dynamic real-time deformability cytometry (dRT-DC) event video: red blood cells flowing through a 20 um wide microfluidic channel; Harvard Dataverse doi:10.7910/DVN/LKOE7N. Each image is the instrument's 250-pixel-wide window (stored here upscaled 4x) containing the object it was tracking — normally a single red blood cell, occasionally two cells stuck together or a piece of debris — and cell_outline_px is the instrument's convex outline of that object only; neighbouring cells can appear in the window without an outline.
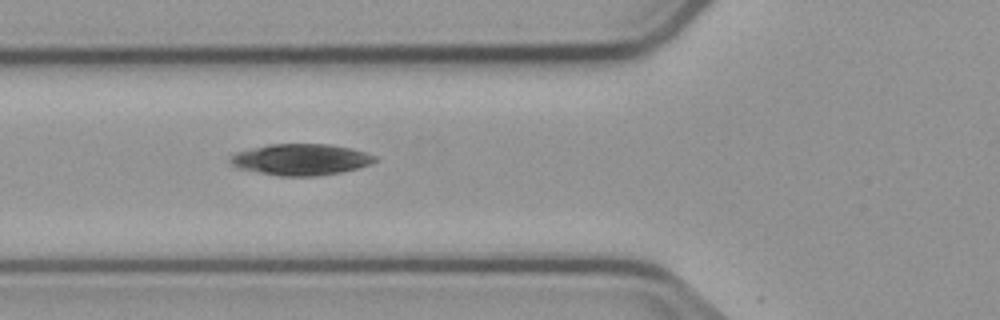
{"species": "common noctule bat (a hibernating species)", "species_latin": "Nyctalus noctula", "temperature_condition": "cold", "stored_images_in_passage": 3, "camera_frame_rate_fps": 3000, "um_per_image_px": 0.085, "animal": {"sex": "male", "body_mass_g": 23.1, "forearm_length_mm": 52.7}, "frame": {"image": 1, "passage_image": 3, "time_ms": 2.333, "image_size_px": [1000, 320], "cell_outline_px": [[380, 160], [356, 168], [340, 172], [316, 176], [280, 176], [240, 168], [232, 164], [228, 160], [236, 152], [268, 144], [328, 144], [352, 148], [376, 156]], "centroid_in_image_um": [25.59, 13.55], "position_along_channel_um": 100.2, "area_um2": 26.13}}